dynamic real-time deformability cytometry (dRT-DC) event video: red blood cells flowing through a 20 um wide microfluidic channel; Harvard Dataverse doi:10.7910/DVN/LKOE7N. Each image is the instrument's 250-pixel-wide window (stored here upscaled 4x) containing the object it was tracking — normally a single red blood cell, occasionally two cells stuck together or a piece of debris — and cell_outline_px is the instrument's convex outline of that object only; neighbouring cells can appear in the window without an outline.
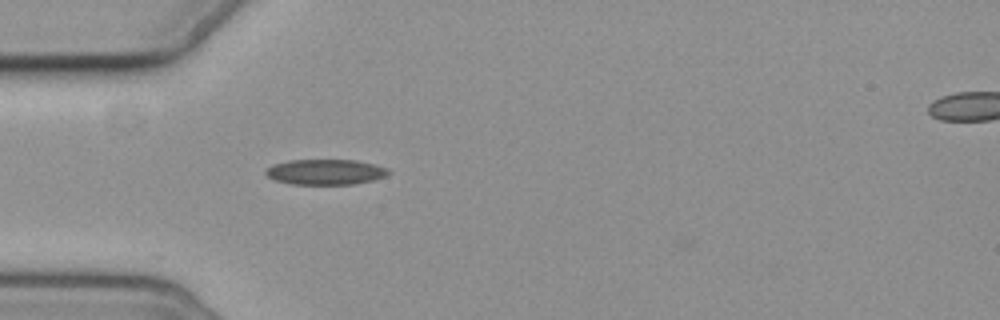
{"species": "common noctule bat (a hibernating species)", "species_latin": "Nyctalus noctula", "temperature_condition": "cold", "stored_images_in_passage": 2, "segment_of_instrument_passage": [1, 2], "camera_frame_rate_fps": 3000, "um_per_image_px": 0.085, "animal": {"sex": "female", "body_mass_g": 19.3, "forearm_length_mm": 54.1}, "frame": {"image": 1, "passage_image": 1, "time_ms": 0.0, "image_size_px": [1000, 320], "cell_outline_px": [[392, 172], [384, 176], [372, 180], [352, 184], [292, 184], [276, 180], [268, 176], [264, 172], [272, 164], [288, 160], [356, 160], [376, 164], [388, 168]], "centroid_in_image_um": [27.68, 14.6], "position_along_channel_um": 57.3, "area_um2": 18.15}}